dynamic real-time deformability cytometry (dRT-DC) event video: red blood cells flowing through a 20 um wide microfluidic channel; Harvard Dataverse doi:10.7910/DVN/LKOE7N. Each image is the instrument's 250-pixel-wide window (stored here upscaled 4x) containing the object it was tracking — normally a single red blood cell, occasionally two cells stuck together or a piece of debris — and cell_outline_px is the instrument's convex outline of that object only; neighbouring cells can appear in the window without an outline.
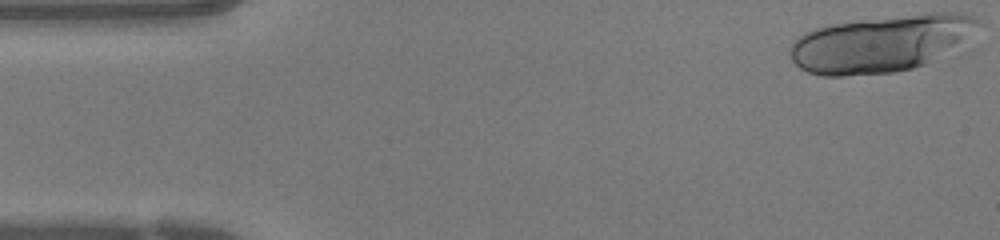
{"species": "human", "species_latin": "Homo sapiens", "temperature_condition": "warm", "stored_images_in_passage": 42, "camera_frame_rate_fps": 3000, "um_per_image_px": 0.085, "donor": {"sex": "female"}, "frame": {"image": 1, "passage_image": 1, "time_ms": 0.0, "image_size_px": [1000, 240], "cell_outline_px": [[980, 24], [960, 44], [924, 64], [912, 68], [896, 72], [844, 76], [824, 76], [808, 72], [800, 68], [792, 60], [788, 52], [792, 44], [804, 32], [816, 28], [836, 24], [864, 20], [932, 12], [956, 12], [972, 16], [980, 20]], "centroid_in_image_um": [74.84, 3.71], "position_along_channel_um": 10.2, "area_um2": 61.38}}
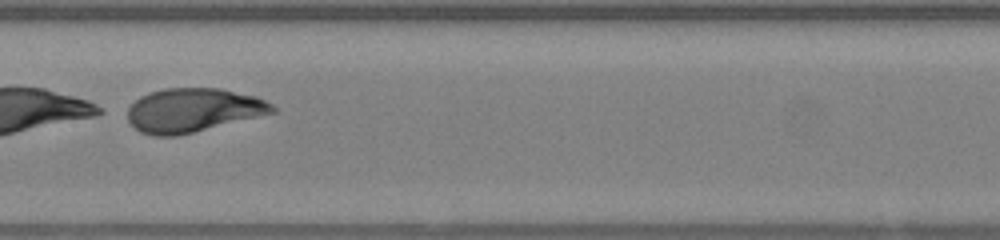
{"frame": {"image": 2, "passage_image": 21, "time_ms": 6.667, "image_size_px": [1000, 240], "cell_outline_px": [[276, 112], [176, 136], [152, 136], [140, 132], [128, 120], [128, 108], [140, 96], [148, 92], [164, 88], [220, 88], [256, 96], [272, 104], [276, 108]], "centroid_in_image_um": [16.4, 9.36], "position_along_channel_um": 191.0, "area_um2": 36.88}}
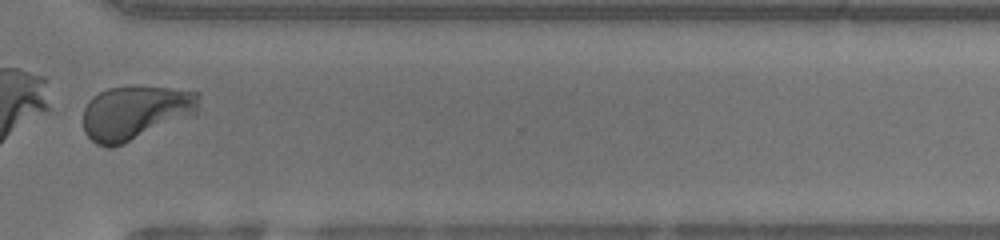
{"frame": {"image": 3, "passage_image": 32, "time_ms": 10.333, "image_size_px": [1000, 240], "cell_outline_px": [[200, 108], [196, 112], [124, 144], [112, 148], [108, 148], [96, 144], [84, 132], [84, 108], [88, 100], [92, 96], [108, 88], [132, 84], [172, 88], [200, 92]], "centroid_in_image_um": [11.49, 9.53], "position_along_channel_um": 359.1, "area_um2": 36.88}}